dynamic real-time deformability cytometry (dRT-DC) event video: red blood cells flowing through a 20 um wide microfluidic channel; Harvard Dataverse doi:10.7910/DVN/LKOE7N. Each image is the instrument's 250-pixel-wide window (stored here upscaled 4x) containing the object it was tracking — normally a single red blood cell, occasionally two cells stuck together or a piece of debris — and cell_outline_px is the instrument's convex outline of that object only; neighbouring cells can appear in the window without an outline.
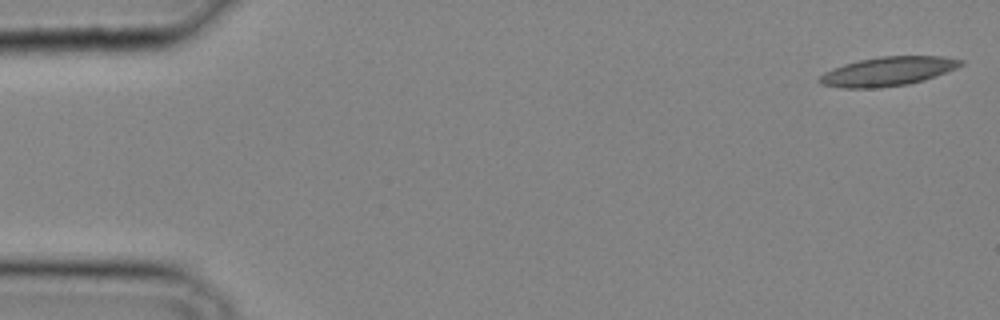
{"species": "common noctule bat (a hibernating species)", "species_latin": "Nyctalus noctula", "temperature_condition": "cold", "stored_images_in_passage": 33, "camera_frame_rate_fps": 3000, "um_per_image_px": 0.085, "animal": {"sex": "male", "body_mass_g": 20.4}, "frame": {"image": 1, "passage_image": 1, "time_ms": 0.0, "image_size_px": [1000, 320], "cell_outline_px": [[964, 64], [956, 68], [924, 80], [908, 84], [880, 88], [840, 88], [820, 84], [816, 80], [824, 72], [832, 68], [844, 64], [860, 60], [880, 56], [940, 56], [964, 60]], "centroid_in_image_um": [75.43, 6.07], "position_along_channel_um": 9.6, "area_um2": 23.99}}
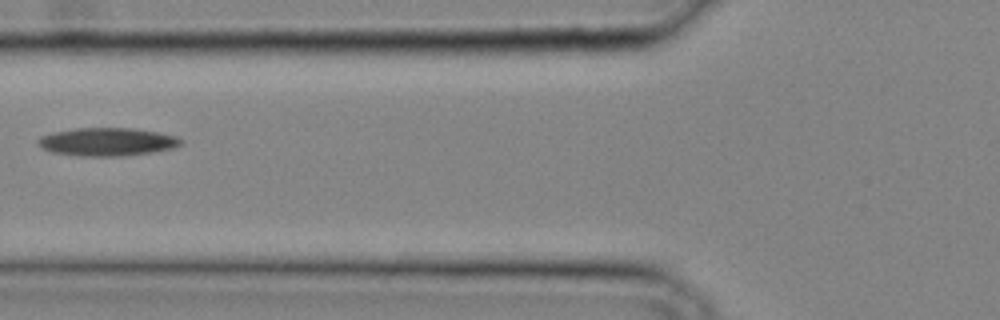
{"frame": {"image": 2, "passage_image": 14, "time_ms": 4.333, "image_size_px": [1000, 320], "cell_outline_px": [[184, 140], [176, 148], [152, 152], [124, 156], [80, 156], [52, 152], [40, 148], [36, 140], [40, 136], [52, 132], [76, 128], [132, 128], [160, 132], [176, 136]], "centroid_in_image_um": [9.11, 12.05], "position_along_channel_um": 116.7, "area_um2": 23.7}}
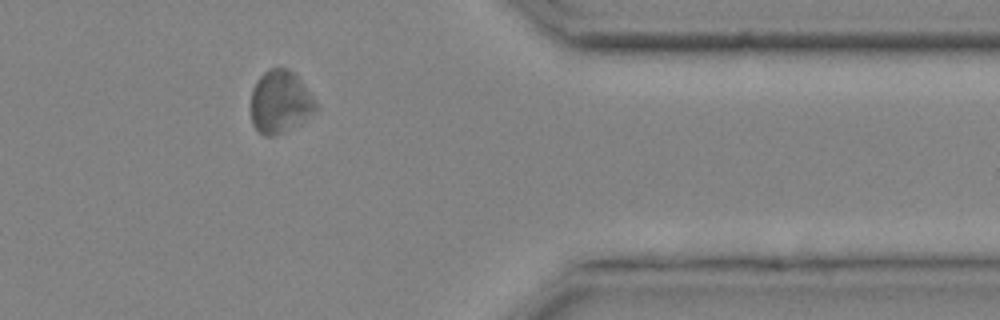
{"frame": {"image": 3, "passage_image": 30, "time_ms": 9.667, "image_size_px": [1000, 320], "cell_outline_px": [[320, 108], [316, 112], [300, 124], [276, 136], [264, 136], [252, 124], [252, 88], [256, 80], [268, 68], [288, 68], [304, 84], [316, 100]], "centroid_in_image_um": [23.85, 8.68], "position_along_channel_um": 387.6, "area_um2": 23.99}}